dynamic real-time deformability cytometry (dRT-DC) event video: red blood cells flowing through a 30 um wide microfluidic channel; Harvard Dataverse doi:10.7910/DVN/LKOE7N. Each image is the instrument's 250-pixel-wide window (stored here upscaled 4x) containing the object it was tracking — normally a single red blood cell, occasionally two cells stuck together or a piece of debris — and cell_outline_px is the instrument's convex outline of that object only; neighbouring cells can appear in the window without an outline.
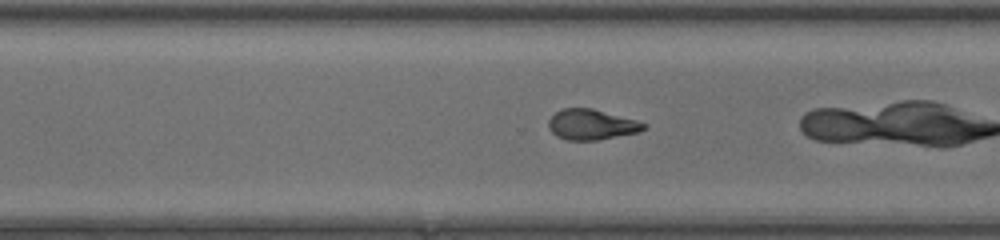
{"species": "common noctule bat (a hibernating species)", "species_latin": "Nyctalus noctula", "temperature_condition": "room temperature", "stored_images_in_passage": 40, "camera_frame_rate_fps": 3000, "um_per_image_px": 0.085, "animal": {"sex": "female", "body_mass_g": 20.0, "forearm_length_mm": 54.0}, "frame": {"image": 1, "passage_image": 35, "time_ms": 11.333, "image_size_px": [1000, 240], "cell_outline_px": [[648, 124], [640, 132], [596, 140], [568, 140], [556, 136], [548, 128], [548, 120], [556, 112], [564, 108], [592, 108], [636, 120]], "centroid_in_image_um": [50.27, 10.59], "position_along_channel_um": 320.3, "area_um2": 16.82}}